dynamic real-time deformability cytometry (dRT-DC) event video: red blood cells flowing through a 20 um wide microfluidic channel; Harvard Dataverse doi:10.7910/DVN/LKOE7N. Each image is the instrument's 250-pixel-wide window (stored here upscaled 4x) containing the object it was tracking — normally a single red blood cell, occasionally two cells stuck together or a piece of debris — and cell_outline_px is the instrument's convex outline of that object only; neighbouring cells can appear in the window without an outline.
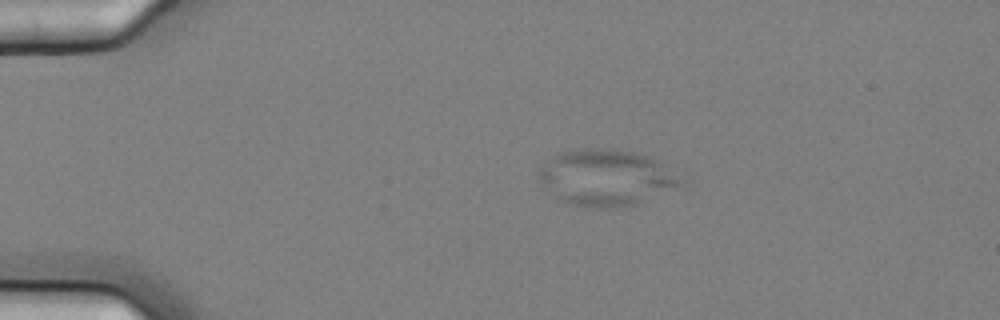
{"species": "common noctule bat (a hibernating species)", "species_latin": "Nyctalus noctula", "temperature_condition": "cold", "stored_images_in_passage": 6, "camera_frame_rate_fps": 3000, "um_per_image_px": 0.085, "animal": {"sex": "female", "body_mass_g": 25.1}, "frame": {"image": 1, "passage_image": 4, "time_ms": 1.0, "image_size_px": [1000, 320], "cell_outline_px": [[684, 180], [636, 204], [600, 208], [572, 204], [556, 200], [548, 192], [536, 176], [536, 168], [556, 152], [584, 148], [632, 152], [648, 156], [656, 160]], "centroid_in_image_um": [51.32, 15.08], "position_along_channel_um": 33.7, "area_um2": 45.66}}